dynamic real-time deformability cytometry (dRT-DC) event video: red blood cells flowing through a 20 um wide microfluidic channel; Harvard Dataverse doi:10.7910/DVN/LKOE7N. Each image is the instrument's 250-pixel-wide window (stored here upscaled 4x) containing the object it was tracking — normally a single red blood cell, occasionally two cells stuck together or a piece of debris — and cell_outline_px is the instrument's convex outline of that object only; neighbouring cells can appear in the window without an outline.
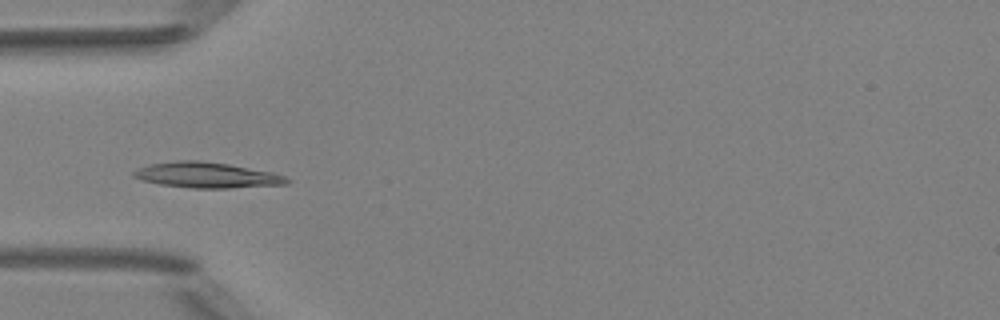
{"species": "Egyptian fruit bat (a non-hibernating species)", "species_latin": "Rousettus aegyptiacus", "temperature_condition": "room temperature", "stored_images_in_passage": 4, "camera_frame_rate_fps": 3000, "um_per_image_px": 0.085, "animal": {"sex": "female"}, "frame": {"image": 1, "passage_image": 4, "time_ms": 4.333, "image_size_px": [1000, 320], "cell_outline_px": [[292, 180], [288, 184], [232, 188], [192, 188], [160, 184], [144, 180], [132, 176], [132, 172], [136, 168], [148, 164], [176, 160], [200, 160], [228, 164], [272, 172], [284, 176]], "centroid_in_image_um": [17.57, 14.88], "position_along_channel_um": 67.4, "area_um2": 22.95}}